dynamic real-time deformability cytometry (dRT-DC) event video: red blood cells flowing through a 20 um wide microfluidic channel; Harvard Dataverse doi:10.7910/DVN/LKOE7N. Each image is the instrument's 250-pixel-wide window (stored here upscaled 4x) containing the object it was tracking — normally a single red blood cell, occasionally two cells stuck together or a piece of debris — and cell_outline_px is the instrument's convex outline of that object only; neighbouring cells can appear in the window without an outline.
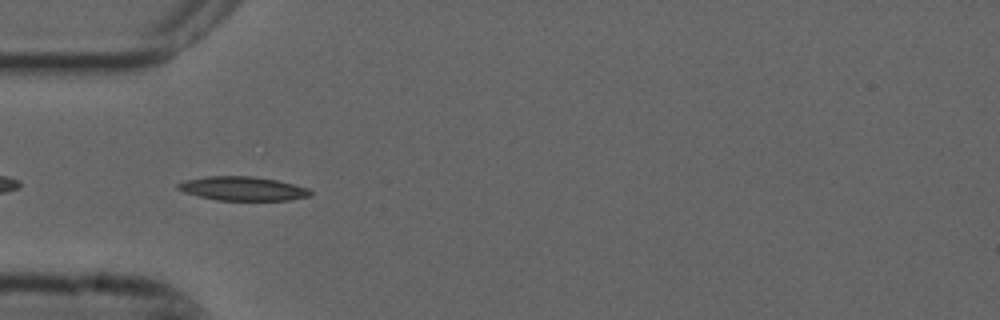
{"species": "common noctule bat (a hibernating species)", "species_latin": "Nyctalus noctula", "temperature_condition": "cold", "stored_images_in_passage": 8, "camera_frame_rate_fps": 3000, "um_per_image_px": 0.085, "animal": {"sex": "male", "forearm_length_mm": 52.5}, "frame": {"image": 1, "passage_image": 4, "time_ms": 1.0, "image_size_px": [1000, 320], "cell_outline_px": [[312, 196], [288, 200], [216, 200], [184, 192], [176, 188], [176, 184], [188, 180], [208, 176], [252, 176], [276, 180], [308, 188], [312, 192]], "centroid_in_image_um": [20.65, 16.03], "position_along_channel_um": 64.4, "area_um2": 18.32}}
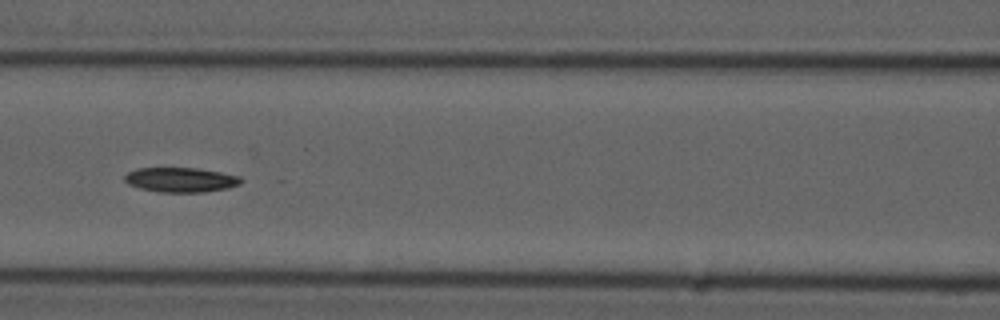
{"frame": {"image": 2, "passage_image": 6, "time_ms": 1.667, "image_size_px": [1000, 320], "cell_outline_px": [[244, 180], [240, 184], [228, 188], [204, 192], [160, 192], [140, 188], [128, 184], [124, 180], [124, 176], [128, 172], [136, 168], [196, 168], [220, 172], [240, 176]], "centroid_in_image_um": [15.37, 15.28], "position_along_channel_um": 151.2, "area_um2": 16.76}}
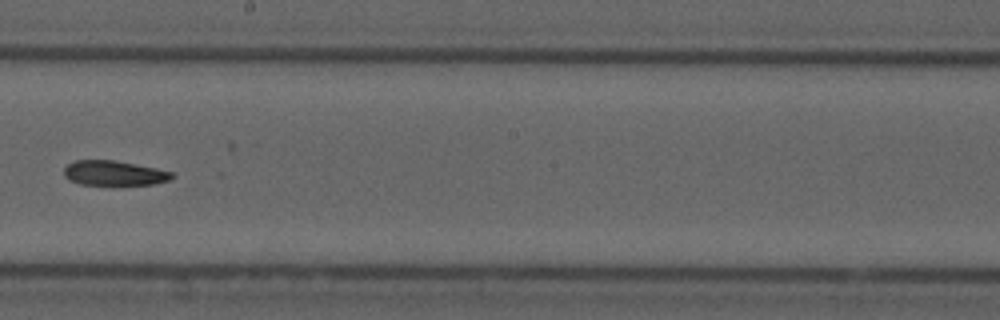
{"frame": {"image": 3, "passage_image": 8, "time_ms": 2.333, "image_size_px": [1000, 320], "cell_outline_px": [[176, 176], [168, 180], [152, 184], [80, 184], [68, 180], [64, 176], [64, 168], [68, 164], [76, 160], [112, 160], [156, 168], [172, 172]], "centroid_in_image_um": [9.67, 14.71], "position_along_channel_um": 238.5, "area_um2": 15.37}}